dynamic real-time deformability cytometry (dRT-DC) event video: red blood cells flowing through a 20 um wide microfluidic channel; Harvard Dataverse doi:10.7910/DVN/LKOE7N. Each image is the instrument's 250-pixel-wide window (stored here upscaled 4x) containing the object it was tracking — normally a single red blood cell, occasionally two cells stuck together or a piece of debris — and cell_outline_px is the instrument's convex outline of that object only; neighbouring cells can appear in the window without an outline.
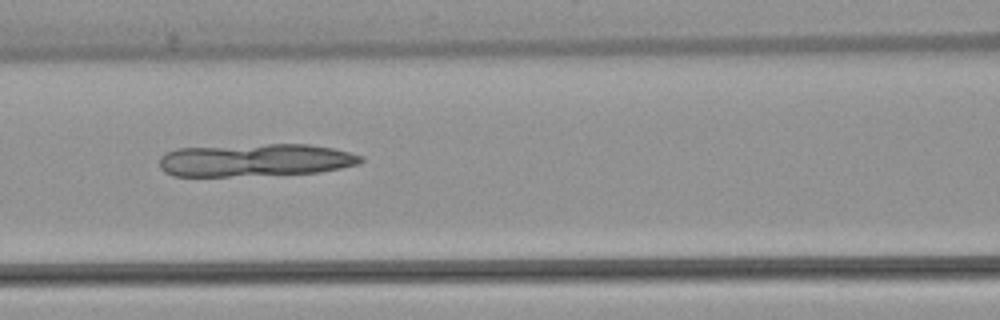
{"species": "common noctule bat (a hibernating species)", "species_latin": "Nyctalus noctula", "temperature_condition": "warm", "stored_images_in_passage": 5, "camera_frame_rate_fps": 3000, "um_per_image_px": 0.085, "animal": {"sex": "female", "body_mass_g": 22.7, "forearm_length_mm": 54.2}, "frame": {"image": 1, "passage_image": 4, "time_ms": 3.333, "image_size_px": [1000, 320], "cell_outline_px": [[364, 160], [360, 164], [320, 172], [228, 176], [172, 176], [164, 172], [160, 168], [160, 156], [176, 148], [264, 144], [308, 144], [332, 148], [364, 156]], "centroid_in_image_um": [21.69, 13.6], "position_along_channel_um": 144.9, "area_um2": 38.44}}